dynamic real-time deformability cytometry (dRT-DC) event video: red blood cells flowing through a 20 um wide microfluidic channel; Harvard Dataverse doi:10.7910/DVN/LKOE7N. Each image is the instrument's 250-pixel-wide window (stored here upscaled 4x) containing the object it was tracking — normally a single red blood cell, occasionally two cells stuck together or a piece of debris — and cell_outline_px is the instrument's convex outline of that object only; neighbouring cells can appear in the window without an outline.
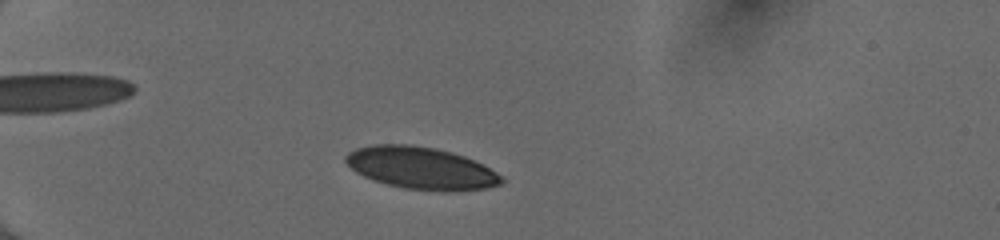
{"species": "human", "species_latin": "Homo sapiens", "temperature_condition": "cold", "stored_images_in_passage": 44, "camera_frame_rate_fps": 3000, "um_per_image_px": 0.085, "donor": {"sex": "female"}, "frame": {"image": 1, "passage_image": 8, "time_ms": 2.333, "image_size_px": [1000, 240], "cell_outline_px": [[504, 180], [500, 184], [488, 188], [444, 192], [404, 188], [372, 180], [356, 172], [344, 160], [344, 156], [348, 152], [356, 148], [372, 144], [408, 144], [436, 148], [452, 152], [464, 156], [496, 172]], "centroid_in_image_um": [35.75, 14.28], "position_along_channel_um": 49.2, "area_um2": 38.21}}
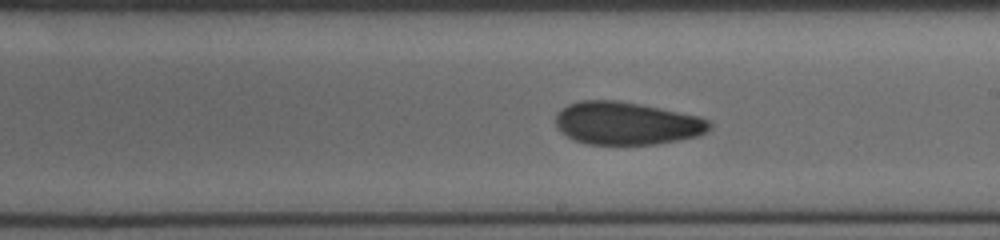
{"frame": {"image": 2, "passage_image": 25, "time_ms": 8.0, "image_size_px": [1000, 240], "cell_outline_px": [[712, 128], [700, 136], [680, 140], [656, 144], [584, 144], [572, 140], [560, 132], [556, 128], [556, 116], [560, 108], [568, 104], [580, 100], [616, 100], [640, 104], [696, 116], [708, 120], [712, 124]], "centroid_in_image_um": [53.22, 10.49], "position_along_channel_um": 235.8, "area_um2": 38.61}}
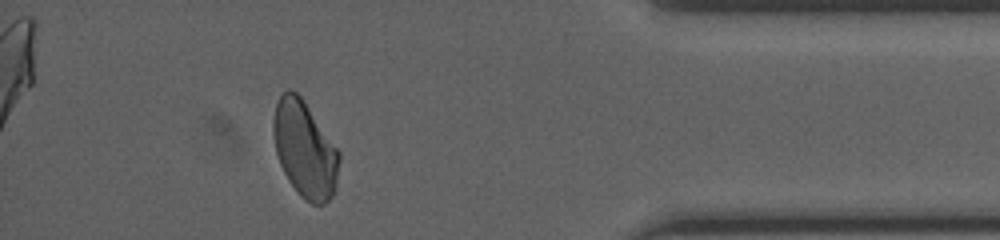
{"frame": {"image": 3, "passage_image": 40, "time_ms": 13.0, "image_size_px": [1000, 240], "cell_outline_px": [[340, 160], [336, 188], [332, 196], [324, 204], [312, 204], [304, 200], [300, 196], [288, 180], [280, 164], [276, 152], [272, 132], [272, 120], [276, 104], [280, 96], [288, 88], [296, 92], [304, 100], [340, 152]], "centroid_in_image_um": [25.91, 12.7], "position_along_channel_um": 409.3, "area_um2": 37.17}, "authors_computed_cell_mechanics": {"area_um2": 37.7434, "velocity_mm_per_s": 4.0473, "shape_relaxation_time_tau1_ms": 6.4558, "shape_relaxation_time_tau2_ms": 2.6662, "deformation_change_tau1": 0.1402, "deformation_change_tau2": 0.0765}}